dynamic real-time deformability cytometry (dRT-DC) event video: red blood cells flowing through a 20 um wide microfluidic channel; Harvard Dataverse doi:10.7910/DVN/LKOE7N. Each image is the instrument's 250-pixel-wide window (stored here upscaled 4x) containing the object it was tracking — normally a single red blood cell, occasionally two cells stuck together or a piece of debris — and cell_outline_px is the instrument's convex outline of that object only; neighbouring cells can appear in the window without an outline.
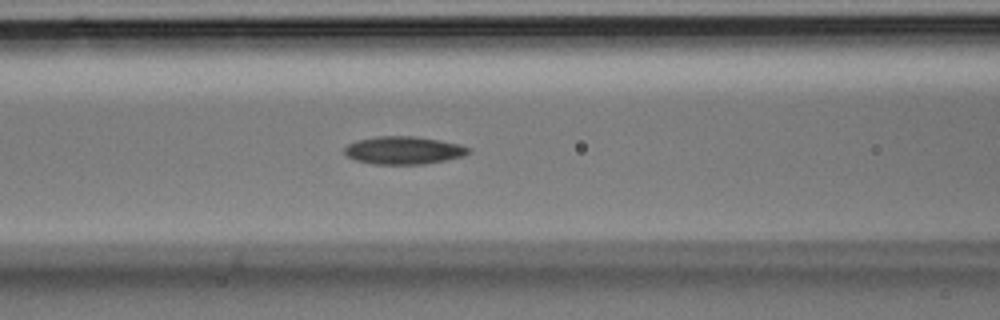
{"species": "Egyptian fruit bat (a non-hibernating species)", "species_latin": "Rousettus aegyptiacus", "temperature_condition": "room temperature", "stored_images_in_passage": 24, "camera_frame_rate_fps": 3000, "um_per_image_px": 0.085, "animal": {"sex": "male"}, "frame": {"image": 1, "passage_image": 5, "time_ms": 1.333, "image_size_px": [1000, 320], "cell_outline_px": [[472, 152], [464, 156], [424, 164], [372, 164], [356, 160], [348, 156], [344, 152], [344, 148], [348, 144], [356, 140], [376, 136], [412, 136], [460, 144], [472, 148]], "centroid_in_image_um": [34.32, 12.78], "position_along_channel_um": 132.3, "area_um2": 20.11}}
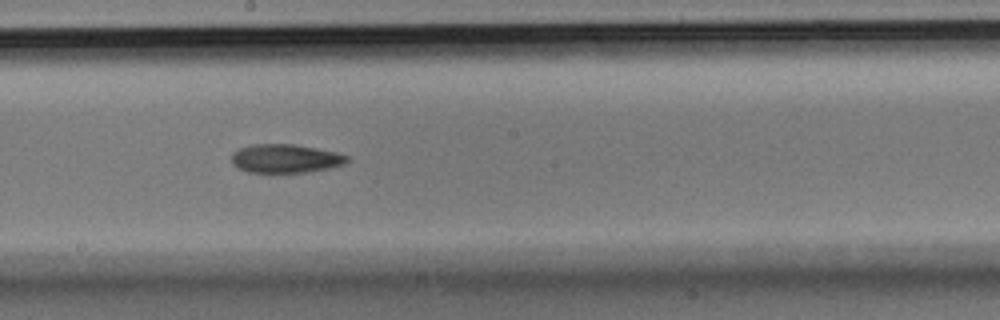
{"frame": {"image": 2, "passage_image": 10, "time_ms": 3.0, "image_size_px": [1000, 320], "cell_outline_px": [[348, 160], [344, 164], [328, 168], [308, 172], [248, 172], [232, 164], [232, 152], [240, 148], [252, 144], [292, 144], [316, 148], [336, 152], [348, 156]], "centroid_in_image_um": [24.25, 13.47], "position_along_channel_um": 224.0, "area_um2": 19.13}}
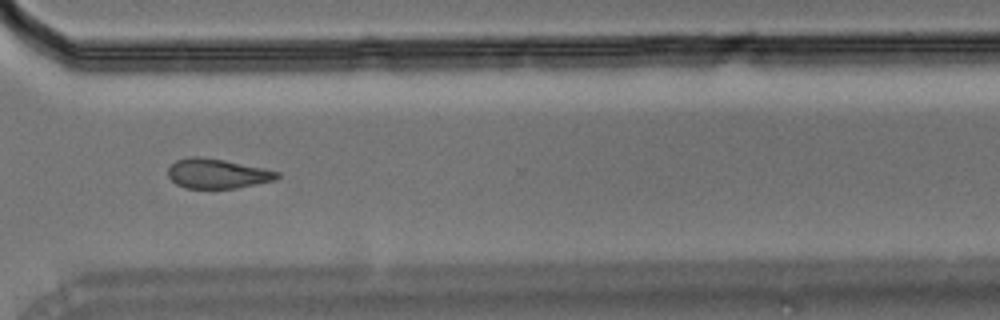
{"frame": {"image": 3, "passage_image": 17, "time_ms": 5.333, "image_size_px": [1000, 320], "cell_outline_px": [[280, 176], [276, 180], [236, 188], [184, 188], [176, 184], [168, 176], [168, 168], [176, 160], [188, 156], [196, 156], [224, 160], [264, 168], [280, 172]], "centroid_in_image_um": [18.47, 14.75], "position_along_channel_um": 352.1, "area_um2": 18.9}}